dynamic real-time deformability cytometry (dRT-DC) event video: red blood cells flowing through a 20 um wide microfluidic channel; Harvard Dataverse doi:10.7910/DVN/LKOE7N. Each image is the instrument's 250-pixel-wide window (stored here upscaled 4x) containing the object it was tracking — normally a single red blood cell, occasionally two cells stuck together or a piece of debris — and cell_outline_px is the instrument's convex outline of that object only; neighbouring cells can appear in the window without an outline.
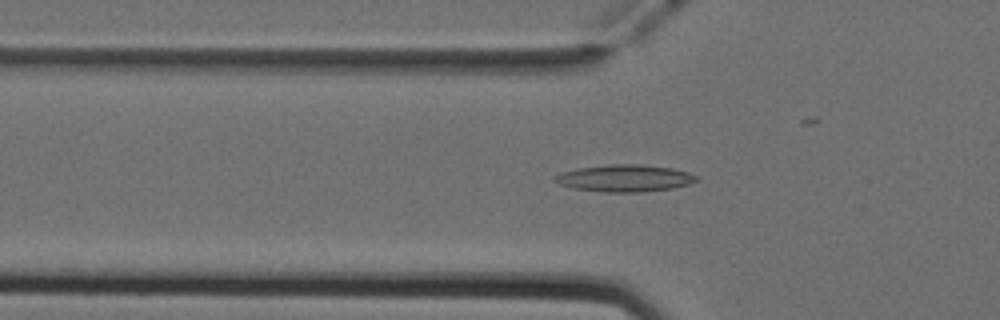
{"species": "Egyptian fruit bat (a non-hibernating species)", "species_latin": "Rousettus aegyptiacus", "temperature_condition": "cold", "stored_images_in_passage": 29, "camera_frame_rate_fps": 3000, "um_per_image_px": 0.085, "animal": {"sex": "female"}, "frame": {"image": 1, "passage_image": 17, "time_ms": 5.333, "image_size_px": [1000, 320], "cell_outline_px": [[700, 180], [688, 184], [672, 188], [644, 192], [604, 192], [572, 188], [560, 184], [552, 180], [552, 176], [564, 172], [580, 168], [612, 164], [640, 164], [672, 168], [688, 172], [696, 176]], "centroid_in_image_um": [53.1, 15.15], "position_along_channel_um": 72.7, "area_um2": 22.25}}
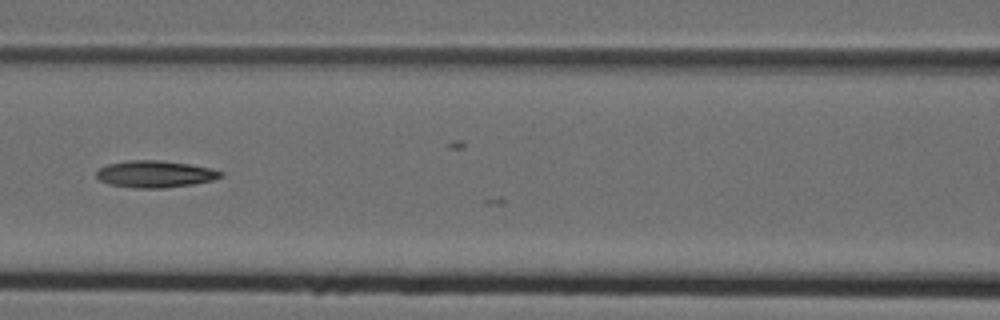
{"frame": {"image": 2, "passage_image": 23, "time_ms": 7.333, "image_size_px": [1000, 320], "cell_outline_px": [[224, 176], [212, 180], [192, 184], [164, 188], [136, 188], [108, 184], [100, 180], [96, 176], [96, 172], [100, 168], [108, 164], [128, 160], [156, 160], [188, 164], [212, 168], [224, 172]], "centroid_in_image_um": [13.19, 14.8], "position_along_channel_um": 153.4, "area_um2": 19.42}}
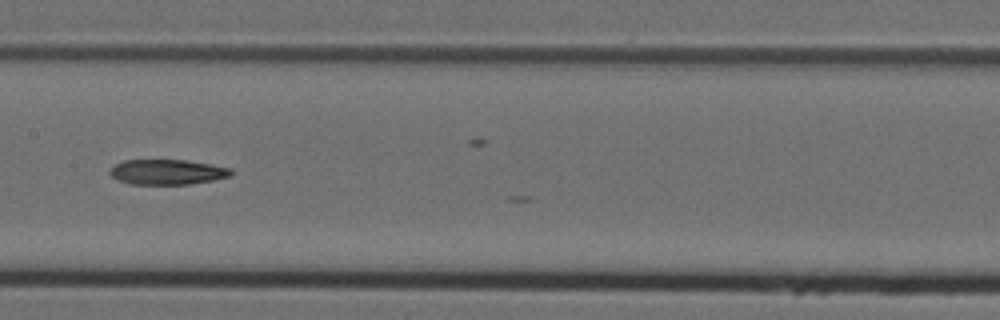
{"frame": {"image": 3, "passage_image": 26, "time_ms": 8.333, "image_size_px": [1000, 320], "cell_outline_px": [[232, 172], [228, 176], [212, 180], [188, 184], [128, 184], [112, 176], [108, 172], [116, 164], [124, 160], [188, 160], [232, 168]], "centroid_in_image_um": [14.21, 14.61], "position_along_channel_um": 193.2, "area_um2": 17.57}}